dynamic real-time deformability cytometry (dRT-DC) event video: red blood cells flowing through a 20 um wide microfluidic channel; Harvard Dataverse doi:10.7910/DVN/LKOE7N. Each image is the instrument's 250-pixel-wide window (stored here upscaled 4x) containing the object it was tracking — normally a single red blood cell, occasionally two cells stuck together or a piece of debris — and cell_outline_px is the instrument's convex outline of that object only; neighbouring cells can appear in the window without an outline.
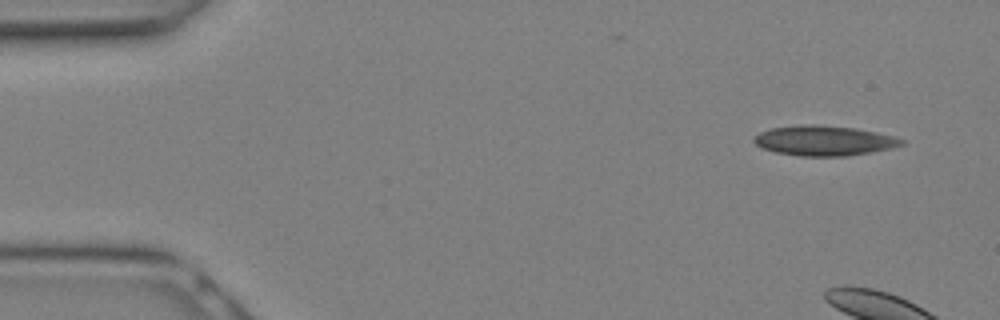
{"species": "Egyptian fruit bat (a non-hibernating species)", "species_latin": "Rousettus aegyptiacus", "temperature_condition": "warm", "stored_images_in_passage": 4, "camera_frame_rate_fps": 3000, "um_per_image_px": 0.085, "animal": {"sex": "female"}, "frame": {"image": 1, "passage_image": 1, "time_ms": 0.0, "image_size_px": [1000, 320], "cell_outline_px": [[904, 144], [872, 152], [848, 156], [800, 156], [776, 152], [764, 148], [756, 144], [752, 140], [760, 132], [772, 128], [804, 124], [812, 124], [856, 128], [896, 136], [904, 140]], "centroid_in_image_um": [70.07, 11.95], "position_along_channel_um": 14.9, "area_um2": 25.66}}